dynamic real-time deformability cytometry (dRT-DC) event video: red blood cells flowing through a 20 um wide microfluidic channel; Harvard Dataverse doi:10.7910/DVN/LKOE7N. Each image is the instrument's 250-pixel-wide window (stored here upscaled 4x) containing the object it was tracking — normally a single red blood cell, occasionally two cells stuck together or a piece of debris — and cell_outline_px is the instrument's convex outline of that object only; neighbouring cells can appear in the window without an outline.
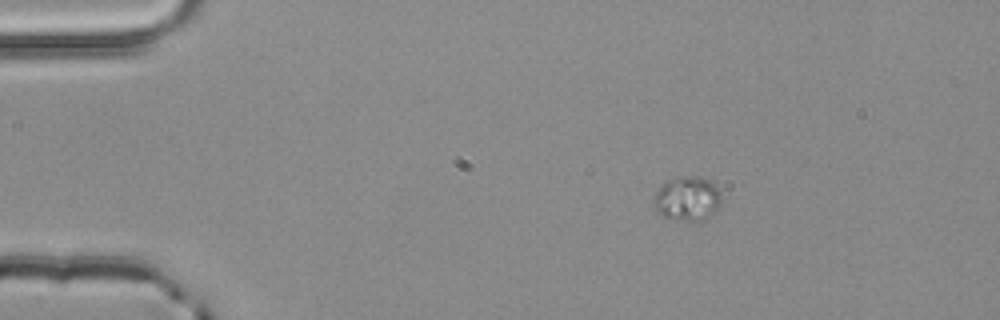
{"species": "common noctule bat (a hibernating species)", "species_latin": "Nyctalus noctula", "temperature_condition": "room temperature", "stored_images_in_passage": 3, "camera_frame_rate_fps": 3000, "um_per_image_px": 0.085, "animal": {"sex": "male", "body_mass_g": 20.4}, "frame": {"image": 1, "passage_image": 1, "time_ms": 0.0, "image_size_px": [1000, 320], "cell_outline_px": [[720, 208], [708, 216], [692, 220], [684, 220], [664, 216], [656, 212], [652, 204], [652, 196], [668, 180], [680, 176], [700, 176], [716, 184], [720, 188]], "centroid_in_image_um": [58.41, 16.85], "position_along_channel_um": 26.6, "area_um2": 17.4}}